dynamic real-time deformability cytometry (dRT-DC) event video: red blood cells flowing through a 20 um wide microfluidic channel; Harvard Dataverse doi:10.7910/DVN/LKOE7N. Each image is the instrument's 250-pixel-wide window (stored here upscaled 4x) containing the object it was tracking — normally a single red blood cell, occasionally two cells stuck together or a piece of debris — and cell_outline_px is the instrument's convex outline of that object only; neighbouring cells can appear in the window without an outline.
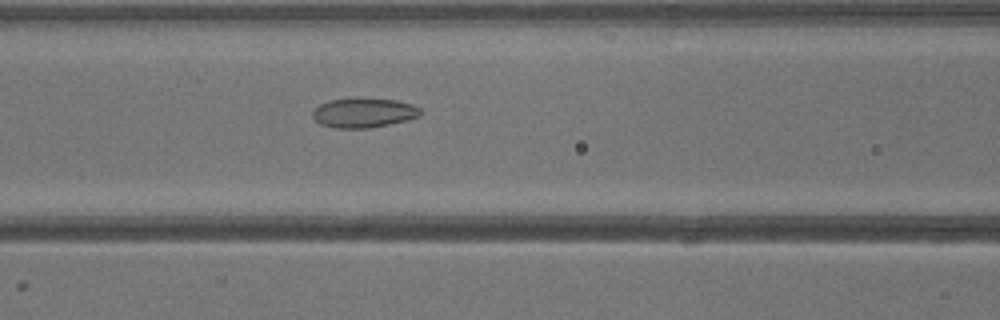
{"species": "common noctule bat (a hibernating species)", "species_latin": "Nyctalus noctula", "temperature_condition": "warm", "stored_images_in_passage": 41, "camera_frame_rate_fps": 3000, "um_per_image_px": 0.085, "animal": {"sex": "male", "body_mass_g": 13.3}, "frame": {"image": 1, "passage_image": 18, "time_ms": 5.667, "image_size_px": [1000, 320], "cell_outline_px": [[420, 116], [408, 120], [368, 128], [332, 128], [320, 124], [312, 116], [312, 112], [320, 104], [328, 100], [396, 100], [412, 104], [420, 108]], "centroid_in_image_um": [30.91, 9.62], "position_along_channel_um": 135.7, "area_um2": 18.03}}
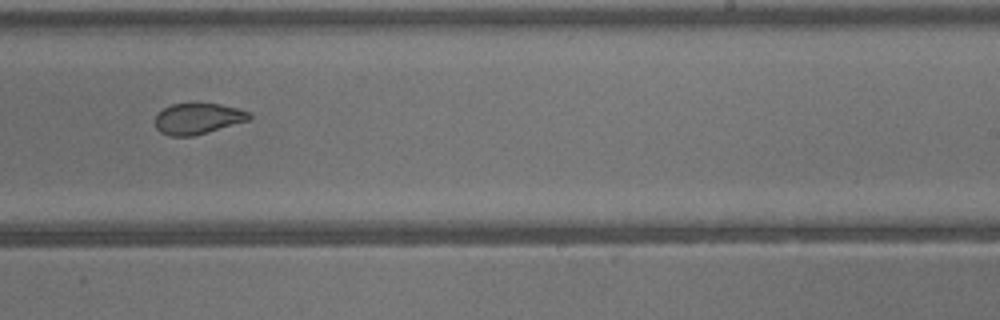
{"frame": {"image": 2, "passage_image": 26, "time_ms": 8.333, "image_size_px": [1000, 320], "cell_outline_px": [[252, 116], [248, 120], [208, 132], [192, 136], [168, 136], [160, 132], [156, 128], [156, 116], [164, 108], [172, 104], [192, 100], [196, 100], [220, 104], [236, 108], [248, 112]], "centroid_in_image_um": [16.79, 10.04], "position_along_channel_um": 272.2, "area_um2": 17.4}}
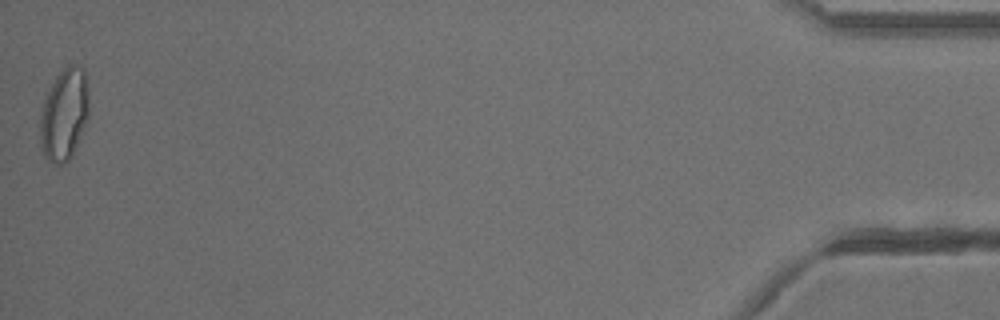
{"frame": {"image": 3, "passage_image": 41, "time_ms": 13.333, "image_size_px": [1000, 320], "cell_outline_px": [[88, 120], [72, 156], [64, 164], [56, 164], [48, 160], [44, 156], [40, 144], [40, 116], [44, 100], [56, 76], [68, 64], [72, 64], [84, 68], [88, 92]], "centroid_in_image_um": [5.46, 9.74], "position_along_channel_um": 429.7, "area_um2": 26.24}}